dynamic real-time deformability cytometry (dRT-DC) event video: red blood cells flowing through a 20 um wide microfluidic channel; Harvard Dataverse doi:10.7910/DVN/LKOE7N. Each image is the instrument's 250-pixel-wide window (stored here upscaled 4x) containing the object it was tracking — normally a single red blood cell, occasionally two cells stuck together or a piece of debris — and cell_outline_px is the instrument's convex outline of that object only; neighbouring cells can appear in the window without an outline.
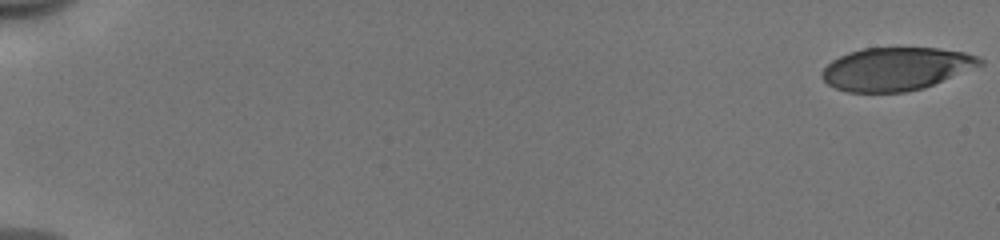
{"species": "human", "species_latin": "Homo sapiens", "temperature_condition": "cold", "stored_images_in_passage": 53, "camera_frame_rate_fps": 3000, "um_per_image_px": 0.085, "donor": {"sex": "male"}, "frame": {"image": 1, "passage_image": 1, "time_ms": 0.0, "image_size_px": [1000, 240], "cell_outline_px": [[984, 64], [924, 88], [904, 92], [848, 92], [836, 88], [828, 84], [820, 76], [820, 72], [832, 60], [848, 52], [864, 48], [936, 48], [964, 52], [976, 56], [984, 60]], "centroid_in_image_um": [76.15, 5.85], "position_along_channel_um": 8.8, "area_um2": 39.48}}
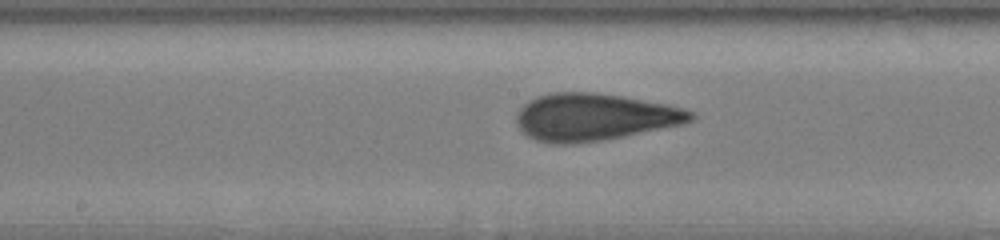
{"frame": {"image": 2, "passage_image": 30, "time_ms": 9.667, "image_size_px": [1000, 240], "cell_outline_px": [[696, 116], [692, 120], [684, 124], [624, 136], [576, 144], [548, 144], [536, 140], [528, 136], [516, 124], [516, 116], [520, 108], [528, 100], [536, 96], [552, 92], [592, 92], [624, 96], [684, 108], [696, 112]], "centroid_in_image_um": [50.5, 9.95], "position_along_channel_um": 197.7, "area_um2": 48.21}}
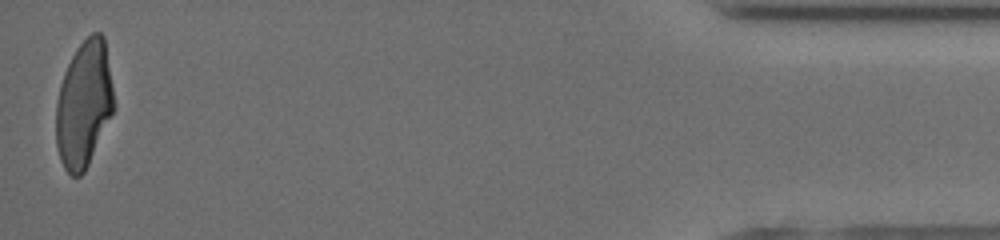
{"frame": {"image": 3, "passage_image": 53, "time_ms": 17.333, "image_size_px": [1000, 240], "cell_outline_px": [[116, 108], [84, 172], [80, 176], [72, 176], [64, 168], [60, 160], [56, 144], [56, 104], [60, 84], [64, 72], [76, 48], [92, 32], [100, 32], [104, 36], [116, 104]], "centroid_in_image_um": [7.15, 8.85], "position_along_channel_um": 428.1, "area_um2": 42.95}, "authors_computed_cell_mechanics": {"area_um2": 45.1996, "velocity_mm_per_s": 3.9823, "shape_relaxation_time_tau1_ms": 5.513, "shape_relaxation_time_tau2_ms": 1.0045, "deformation_change_tau1": 0.2131, "deformation_change_tau2": 0.0866}}